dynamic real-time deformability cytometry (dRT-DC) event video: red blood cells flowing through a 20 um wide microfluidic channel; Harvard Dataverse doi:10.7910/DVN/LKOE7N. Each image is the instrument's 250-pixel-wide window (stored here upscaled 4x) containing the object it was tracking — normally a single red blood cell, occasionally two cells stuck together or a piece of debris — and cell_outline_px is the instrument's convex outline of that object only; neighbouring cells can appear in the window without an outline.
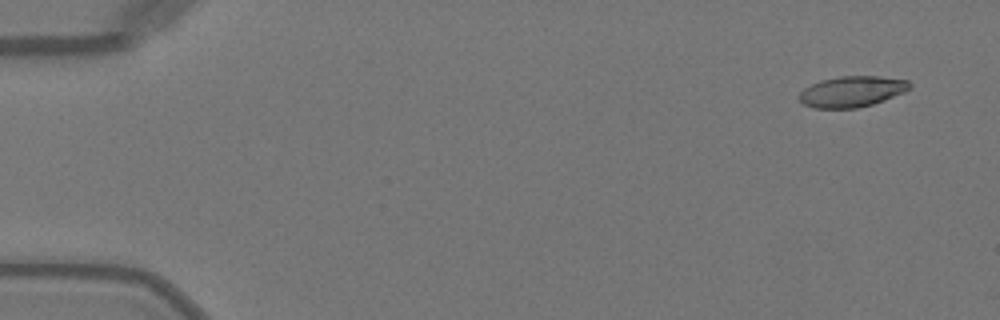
{"species": "Egyptian fruit bat (a non-hibernating species)", "species_latin": "Rousettus aegyptiacus", "temperature_condition": "warm", "stored_images_in_passage": 47, "camera_frame_rate_fps": 3000, "um_per_image_px": 0.085, "animal": {"sex": "female"}, "frame": {"image": 1, "passage_image": 1, "time_ms": 0.0, "image_size_px": [1000, 320], "cell_outline_px": [[912, 88], [904, 92], [884, 100], [872, 104], [856, 108], [816, 108], [804, 104], [800, 100], [800, 92], [804, 88], [820, 80], [840, 76], [880, 76], [908, 80], [912, 84]], "centroid_in_image_um": [72.45, 7.77], "position_along_channel_um": 12.6, "area_um2": 19.83}}
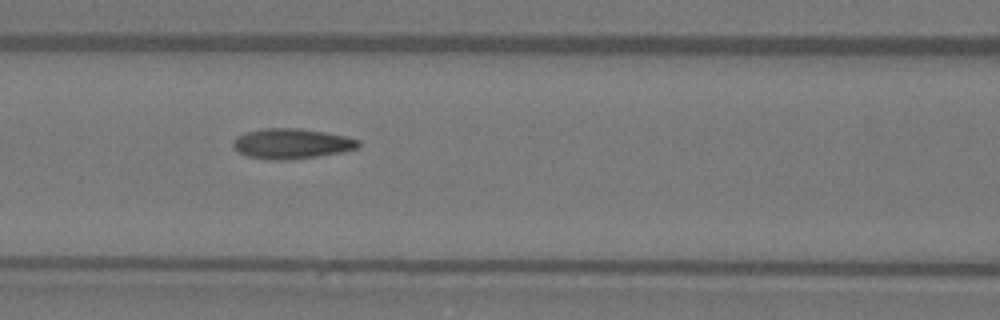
{"frame": {"image": 2, "passage_image": 20, "time_ms": 6.333, "image_size_px": [1000, 320], "cell_outline_px": [[360, 148], [340, 152], [316, 156], [280, 160], [268, 160], [248, 156], [240, 152], [232, 144], [232, 140], [236, 136], [244, 132], [264, 128], [300, 128], [324, 132], [344, 136], [360, 140]], "centroid_in_image_um": [24.77, 12.2], "position_along_channel_um": 141.8, "area_um2": 21.96}}
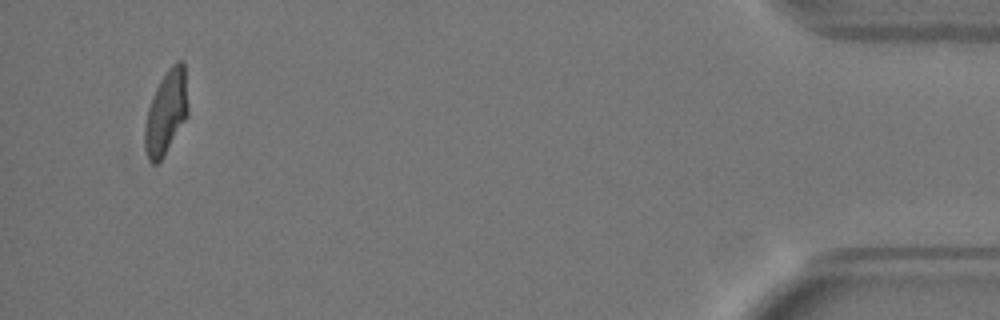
{"frame": {"image": 3, "passage_image": 46, "time_ms": 15.0, "image_size_px": [1000, 320], "cell_outline_px": [[188, 116], [164, 156], [156, 164], [152, 164], [148, 160], [144, 148], [144, 128], [148, 108], [152, 96], [160, 80], [168, 68], [176, 60], [180, 60], [184, 64], [188, 108]], "centroid_in_image_um": [14.11, 9.57], "position_along_channel_um": 421.1, "area_um2": 21.27}}